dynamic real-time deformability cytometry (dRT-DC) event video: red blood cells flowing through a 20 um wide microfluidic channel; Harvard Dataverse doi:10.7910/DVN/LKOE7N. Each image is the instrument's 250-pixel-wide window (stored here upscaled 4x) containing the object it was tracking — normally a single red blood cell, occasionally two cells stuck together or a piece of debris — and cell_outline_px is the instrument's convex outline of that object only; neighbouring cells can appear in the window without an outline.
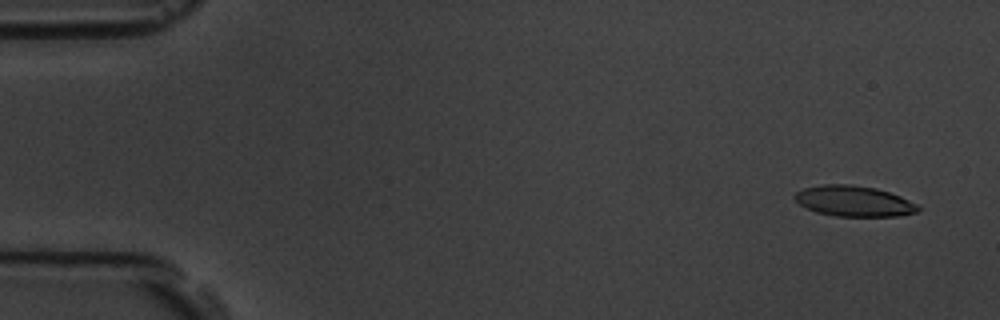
{"species": "common noctule bat (a hibernating species)", "species_latin": "Nyctalus noctula", "temperature_condition": "room temperature", "stored_images_in_passage": 5, "camera_frame_rate_fps": 3000, "um_per_image_px": 0.085, "animal": {"sex": "male", "body_mass_g": 19.5, "forearm_length_mm": 54.6}, "frame": {"image": 1, "passage_image": 1, "time_ms": 0.0, "image_size_px": [1000, 320], "cell_outline_px": [[920, 208], [916, 212], [896, 216], [836, 216], [816, 212], [800, 204], [792, 196], [796, 192], [804, 188], [824, 184], [848, 184], [876, 188], [900, 196], [920, 204]], "centroid_in_image_um": [72.59, 17.09], "position_along_channel_um": 12.4, "area_um2": 21.96}}
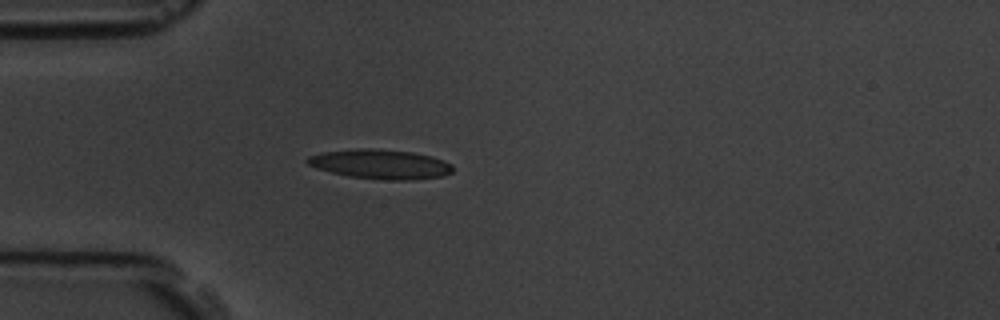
{"frame": {"image": 2, "passage_image": 5, "time_ms": 4.333, "image_size_px": [1000, 320], "cell_outline_px": [[452, 172], [440, 176], [412, 180], [388, 180], [348, 176], [316, 168], [308, 164], [304, 160], [308, 156], [320, 152], [356, 148], [372, 148], [412, 152], [432, 156], [444, 160], [452, 164]], "centroid_in_image_um": [32.31, 13.94], "position_along_channel_um": 52.7, "area_um2": 25.09}}